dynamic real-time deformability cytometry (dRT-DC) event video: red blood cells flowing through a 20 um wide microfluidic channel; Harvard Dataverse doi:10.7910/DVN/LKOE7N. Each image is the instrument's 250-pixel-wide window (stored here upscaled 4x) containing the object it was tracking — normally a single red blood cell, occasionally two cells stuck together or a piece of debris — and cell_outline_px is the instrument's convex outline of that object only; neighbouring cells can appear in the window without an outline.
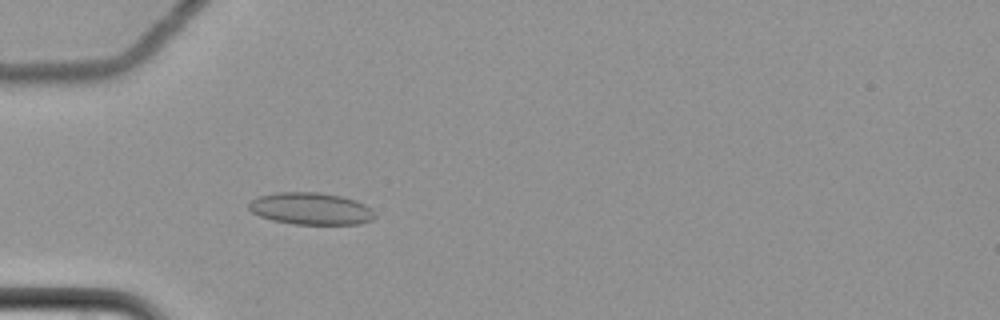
{"species": "common noctule bat (a hibernating species)", "species_latin": "Nyctalus noctula", "temperature_condition": "cold", "stored_images_in_passage": 62, "camera_frame_rate_fps": 3000, "um_per_image_px": 0.085, "animal": {"sex": "female", "body_mass_g": 22.7, "forearm_length_mm": 54.2}, "frame": {"image": 1, "passage_image": 21, "time_ms": 6.667, "image_size_px": [1000, 320], "cell_outline_px": [[376, 216], [372, 220], [360, 224], [296, 224], [272, 220], [260, 216], [252, 212], [248, 208], [248, 204], [252, 200], [260, 196], [276, 192], [320, 192], [340, 196], [356, 200], [364, 204]], "centroid_in_image_um": [26.41, 17.73], "position_along_channel_um": 58.6, "area_um2": 23.41}}
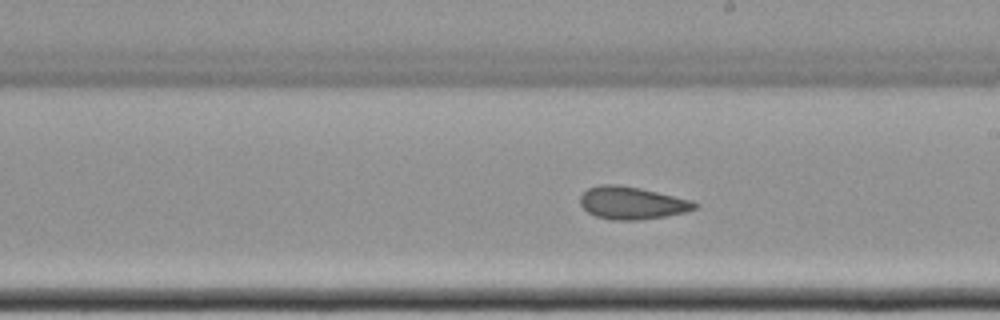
{"frame": {"image": 2, "passage_image": 37, "time_ms": 12.0, "image_size_px": [1000, 320], "cell_outline_px": [[696, 208], [684, 212], [664, 216], [636, 220], [612, 220], [596, 216], [588, 212], [580, 204], [580, 196], [588, 188], [600, 184], [616, 184], [640, 188], [692, 200], [696, 204]], "centroid_in_image_um": [53.67, 17.24], "position_along_channel_um": 235.3, "area_um2": 21.5}}
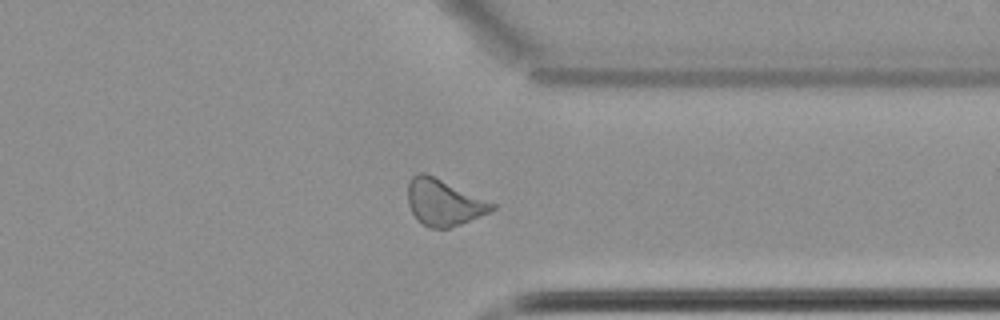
{"frame": {"image": 3, "passage_image": 49, "time_ms": 16.0, "image_size_px": [1000, 320], "cell_outline_px": [[496, 208], [488, 212], [460, 224], [448, 228], [428, 228], [412, 212], [408, 204], [408, 180], [412, 176], [420, 172], [424, 172], [496, 204]], "centroid_in_image_um": [37.69, 17.19], "position_along_channel_um": 373.7, "area_um2": 22.25}, "authors_computed_cell_mechanics": {"area_um2": 23.1778, "velocity_mm_per_s": 3.4821, "shape_relaxation_time_tau1_ms": null, "shape_relaxation_time_tau2_ms": 4.2113, "deformation_change_tau1": null, "deformation_change_tau2": 0.0844}}